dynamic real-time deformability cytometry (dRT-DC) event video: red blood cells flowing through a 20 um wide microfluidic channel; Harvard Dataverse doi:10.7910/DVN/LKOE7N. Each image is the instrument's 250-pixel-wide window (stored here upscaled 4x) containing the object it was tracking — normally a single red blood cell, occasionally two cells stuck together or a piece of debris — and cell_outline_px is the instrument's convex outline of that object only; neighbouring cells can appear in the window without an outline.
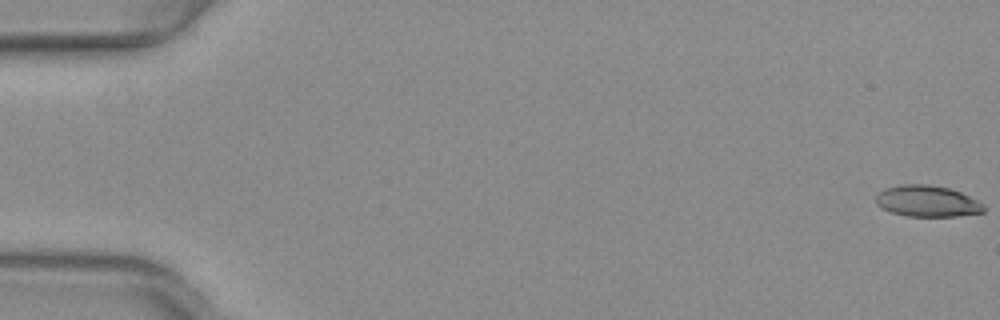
{"species": "common noctule bat (a hibernating species)", "species_latin": "Nyctalus noctula", "temperature_condition": "warm", "stored_images_in_passage": 53, "camera_frame_rate_fps": 3000, "um_per_image_px": 0.085, "animal": {"sex": "female", "body_mass_g": 29.2, "forearm_length_mm": 56.3}, "frame": {"image": 1, "passage_image": 1, "time_ms": 0.0, "image_size_px": [1000, 320], "cell_outline_px": [[984, 212], [956, 216], [904, 216], [880, 208], [876, 204], [876, 196], [884, 188], [900, 184], [928, 184], [948, 188], [960, 192], [984, 204]], "centroid_in_image_um": [78.78, 17.1], "position_along_channel_um": 6.2, "area_um2": 19.65}}
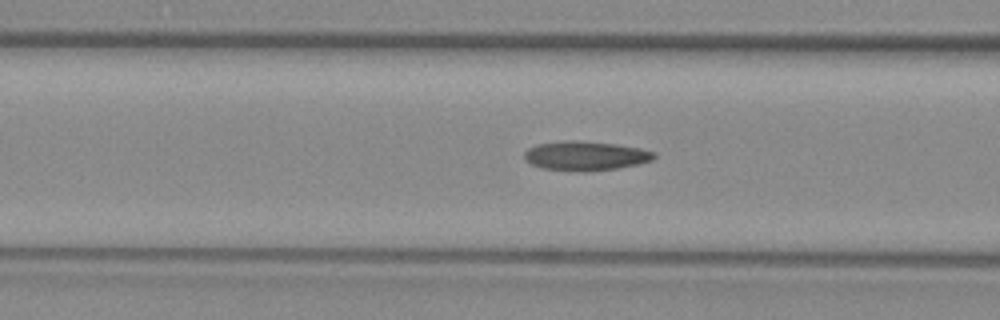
{"frame": {"image": 2, "passage_image": 22, "time_ms": 7.0, "image_size_px": [1000, 320], "cell_outline_px": [[656, 156], [652, 160], [640, 164], [620, 168], [588, 172], [580, 172], [540, 168], [524, 160], [524, 152], [528, 148], [536, 144], [564, 140], [616, 144], [640, 148], [656, 152]], "centroid_in_image_um": [49.77, 13.26], "position_along_channel_um": 116.8, "area_um2": 22.43}}
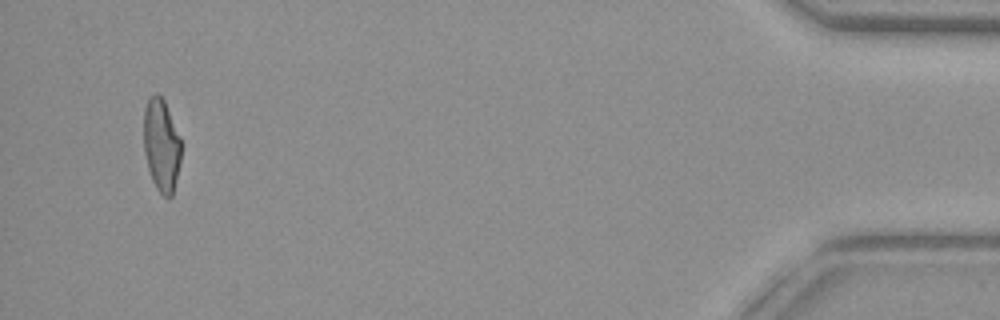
{"frame": {"image": 3, "passage_image": 51, "time_ms": 16.667, "image_size_px": [1000, 320], "cell_outline_px": [[180, 160], [176, 180], [172, 196], [164, 196], [156, 188], [152, 180], [148, 168], [144, 152], [144, 108], [148, 96], [156, 92], [164, 100], [180, 136]], "centroid_in_image_um": [13.7, 12.3], "position_along_channel_um": 421.5, "area_um2": 20.17}, "authors_computed_cell_mechanics": {"area_um2": 21.1548, "velocity_mm_per_s": 4.0086, "shape_relaxation_time_tau1_ms": null, "shape_relaxation_time_tau2_ms": 2.0236, "deformation_change_tau1": null, "deformation_change_tau2": 0.0943}}